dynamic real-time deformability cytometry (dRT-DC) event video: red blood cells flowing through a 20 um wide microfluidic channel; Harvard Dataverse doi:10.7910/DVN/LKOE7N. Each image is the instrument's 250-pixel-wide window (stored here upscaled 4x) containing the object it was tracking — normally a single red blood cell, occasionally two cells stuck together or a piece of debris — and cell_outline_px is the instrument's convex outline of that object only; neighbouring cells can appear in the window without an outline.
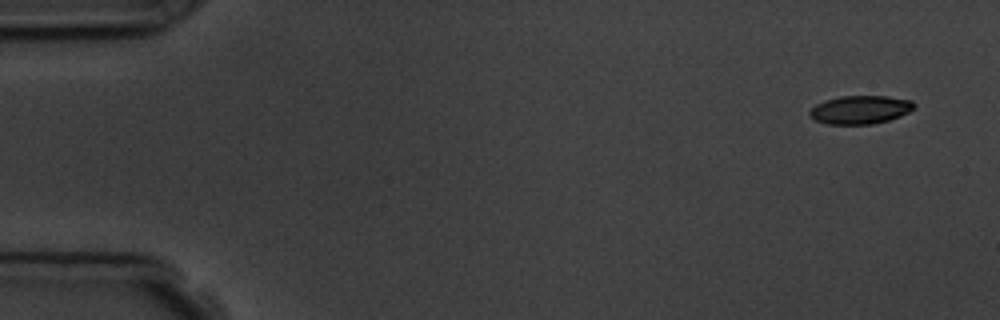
{"species": "common noctule bat (a hibernating species)", "species_latin": "Nyctalus noctula", "temperature_condition": "room temperature", "stored_images_in_passage": 6, "segment_of_instrument_passage": [1, 2], "camera_frame_rate_fps": 3000, "um_per_image_px": 0.085, "animal": {"sex": "male", "body_mass_g": 19.5, "forearm_length_mm": 54.6}, "frame": {"image": 1, "passage_image": 1, "time_ms": 0.0, "image_size_px": [1000, 320], "cell_outline_px": [[916, 108], [900, 116], [888, 120], [872, 124], [828, 124], [816, 120], [808, 112], [816, 104], [824, 100], [840, 96], [888, 96], [912, 100], [916, 104]], "centroid_in_image_um": [73.16, 9.31], "position_along_channel_um": 11.8, "area_um2": 17.28}}